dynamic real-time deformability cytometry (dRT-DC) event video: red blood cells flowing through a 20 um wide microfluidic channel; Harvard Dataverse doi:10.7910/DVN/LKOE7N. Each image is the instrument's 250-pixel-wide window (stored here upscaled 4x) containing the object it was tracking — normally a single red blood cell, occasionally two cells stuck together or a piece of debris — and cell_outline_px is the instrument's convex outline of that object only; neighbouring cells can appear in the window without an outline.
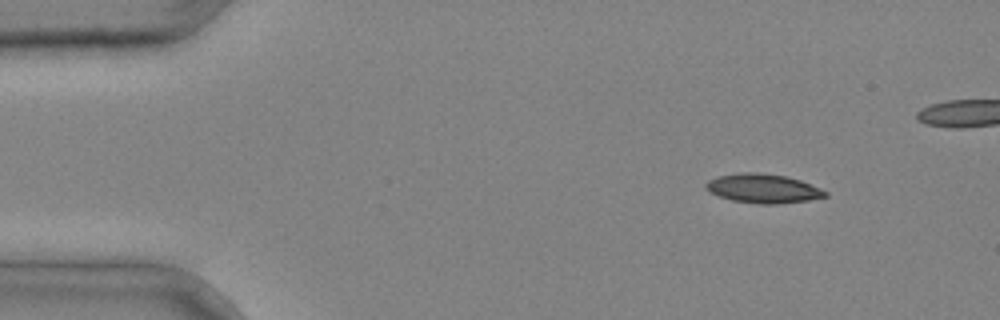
{"species": "common noctule bat (a hibernating species)", "species_latin": "Nyctalus noctula", "temperature_condition": "cold", "stored_images_in_passage": 4, "camera_frame_rate_fps": 3000, "um_per_image_px": 0.085, "animal": {"sex": "male", "body_mass_g": 20.4}, "frame": {"image": 1, "passage_image": 1, "time_ms": 0.0, "image_size_px": [1000, 320], "cell_outline_px": [[828, 196], [808, 200], [776, 204], [760, 204], [732, 200], [708, 192], [704, 188], [704, 184], [708, 180], [716, 176], [740, 172], [756, 172], [784, 176], [800, 180], [828, 192]], "centroid_in_image_um": [64.8, 16.01], "position_along_channel_um": 20.2, "area_um2": 20.23}}